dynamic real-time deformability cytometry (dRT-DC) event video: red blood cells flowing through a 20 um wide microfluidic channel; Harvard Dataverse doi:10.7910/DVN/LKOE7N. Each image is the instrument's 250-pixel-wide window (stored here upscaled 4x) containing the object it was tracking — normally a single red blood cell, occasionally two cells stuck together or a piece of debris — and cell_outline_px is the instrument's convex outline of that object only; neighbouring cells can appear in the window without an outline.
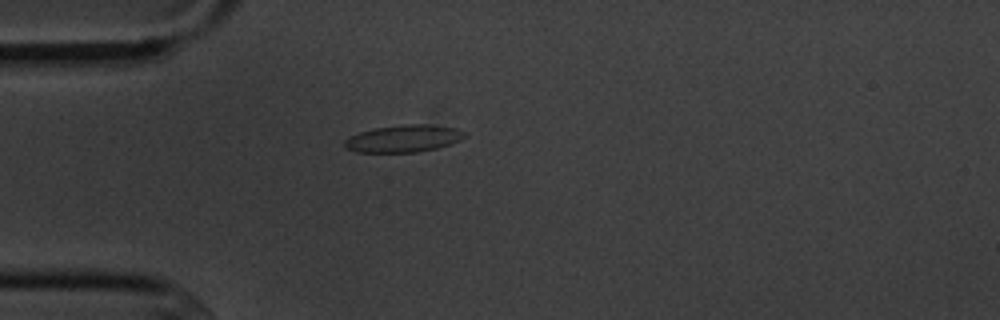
{"species": "common noctule bat (a hibernating species)", "species_latin": "Nyctalus noctula", "temperature_condition": "cold", "stored_images_in_passage": 3, "camera_frame_rate_fps": 3000, "um_per_image_px": 0.085, "animal": {"sex": "male", "body_mass_g": 20.1, "forearm_length_mm": 53.5}, "frame": {"image": 1, "passage_image": 1, "time_ms": 0.0, "image_size_px": [1000, 320], "cell_outline_px": [[468, 136], [460, 140], [436, 148], [416, 152], [356, 152], [344, 148], [344, 140], [360, 132], [376, 128], [408, 124], [424, 124], [456, 128], [464, 132]], "centroid_in_image_um": [34.3, 11.78], "position_along_channel_um": 50.7, "area_um2": 18.79}}
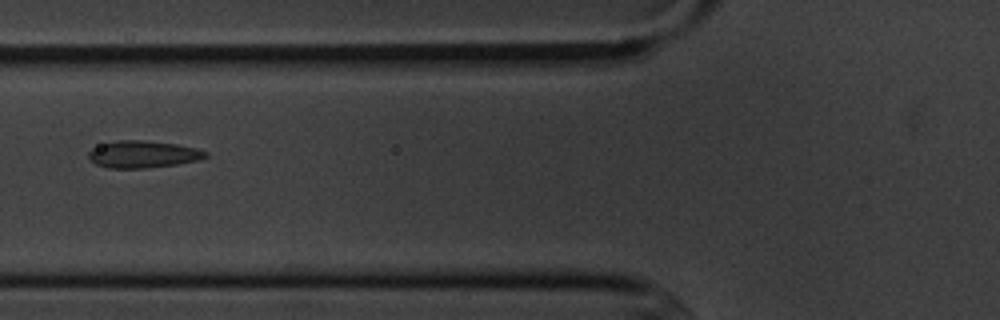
{"frame": {"image": 2, "passage_image": 3, "time_ms": 2.0, "image_size_px": [1000, 320], "cell_outline_px": [[208, 156], [196, 160], [176, 164], [144, 168], [108, 168], [96, 164], [88, 160], [88, 152], [92, 148], [100, 144], [120, 140], [144, 140], [176, 144], [196, 148], [208, 152]], "centroid_in_image_um": [12.1, 13.11], "position_along_channel_um": 113.7, "area_um2": 18.44}}